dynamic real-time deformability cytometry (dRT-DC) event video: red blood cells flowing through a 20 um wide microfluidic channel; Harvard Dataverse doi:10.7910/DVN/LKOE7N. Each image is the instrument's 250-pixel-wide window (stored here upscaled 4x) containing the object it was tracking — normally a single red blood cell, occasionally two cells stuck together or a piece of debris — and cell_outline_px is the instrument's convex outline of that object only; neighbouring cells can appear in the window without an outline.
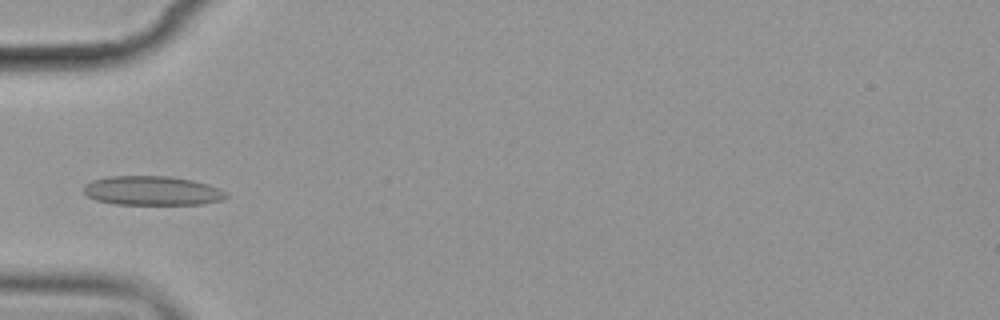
{"species": "common noctule bat (a hibernating species)", "species_latin": "Nyctalus noctula", "temperature_condition": "cold", "stored_images_in_passage": 8, "camera_frame_rate_fps": 3000, "um_per_image_px": 0.085, "animal": {"sex": "female", "body_mass_g": 19.9}, "frame": {"image": 1, "passage_image": 5, "time_ms": 4.667, "image_size_px": [1000, 320], "cell_outline_px": [[228, 196], [220, 200], [204, 204], [112, 204], [96, 200], [88, 196], [84, 192], [84, 184], [92, 180], [108, 176], [168, 176], [192, 180], [208, 184], [220, 188]], "centroid_in_image_um": [12.91, 16.21], "position_along_channel_um": 72.1, "area_um2": 24.28}}
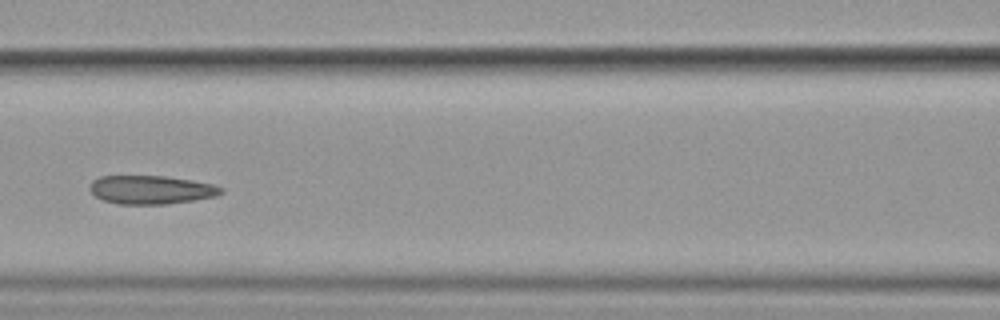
{"frame": {"image": 2, "passage_image": 7, "time_ms": 7.0, "image_size_px": [1000, 320], "cell_outline_px": [[224, 192], [216, 196], [168, 204], [116, 204], [104, 200], [96, 196], [88, 188], [88, 184], [92, 180], [100, 176], [164, 176], [192, 180], [212, 184], [224, 188]], "centroid_in_image_um": [12.82, 16.12], "position_along_channel_um": 153.8, "area_um2": 21.91}}
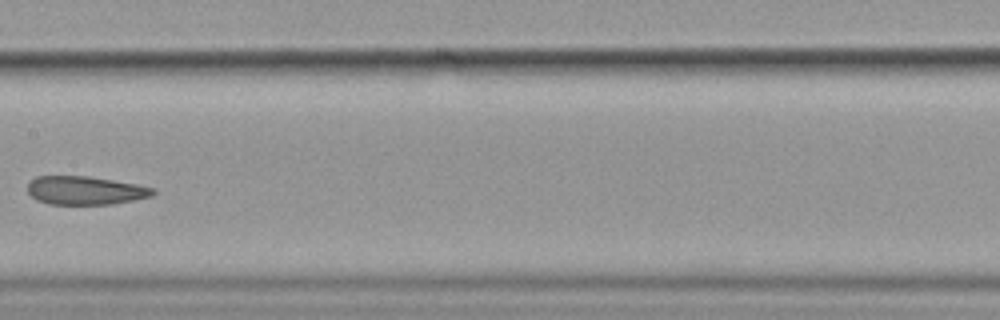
{"frame": {"image": 3, "passage_image": 8, "time_ms": 8.333, "image_size_px": [1000, 320], "cell_outline_px": [[156, 192], [152, 196], [112, 204], [48, 204], [36, 200], [28, 192], [28, 184], [36, 176], [88, 176], [136, 184], [152, 188]], "centroid_in_image_um": [7.22, 16.19], "position_along_channel_um": 200.2, "area_um2": 20.63}}